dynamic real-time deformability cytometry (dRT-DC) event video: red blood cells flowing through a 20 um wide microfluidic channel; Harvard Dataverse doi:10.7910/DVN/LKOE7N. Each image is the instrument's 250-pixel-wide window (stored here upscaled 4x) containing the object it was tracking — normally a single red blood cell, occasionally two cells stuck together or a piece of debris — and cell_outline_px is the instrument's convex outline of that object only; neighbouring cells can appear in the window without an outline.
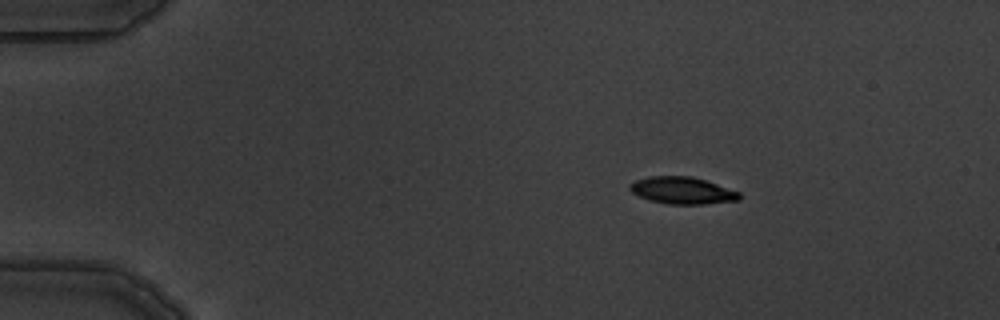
{"species": "common noctule bat (a hibernating species)", "species_latin": "Nyctalus noctula", "temperature_condition": "warm", "stored_images_in_passage": 4, "camera_frame_rate_fps": 3000, "um_per_image_px": 0.085, "animal": {"sex": "male", "body_mass_g": 19.5, "forearm_length_mm": 54.6}, "frame": {"image": 1, "passage_image": 1, "time_ms": 0.0, "image_size_px": [1000, 320], "cell_outline_px": [[740, 200], [704, 204], [668, 204], [652, 200], [640, 196], [632, 192], [628, 188], [636, 180], [648, 176], [692, 176], [740, 192]], "centroid_in_image_um": [58.01, 16.19], "position_along_channel_um": 27.0, "area_um2": 16.99}}
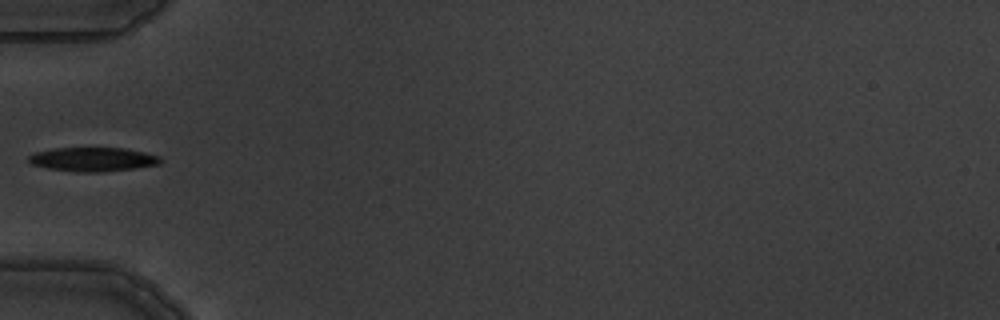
{"frame": {"image": 2, "passage_image": 3, "time_ms": 3.333, "image_size_px": [1000, 320], "cell_outline_px": [[164, 160], [160, 164], [132, 168], [100, 172], [76, 172], [48, 168], [32, 164], [28, 160], [28, 156], [36, 152], [52, 148], [124, 148], [144, 152], [160, 156]], "centroid_in_image_um": [7.91, 13.54], "position_along_channel_um": 77.1, "area_um2": 18.38}}